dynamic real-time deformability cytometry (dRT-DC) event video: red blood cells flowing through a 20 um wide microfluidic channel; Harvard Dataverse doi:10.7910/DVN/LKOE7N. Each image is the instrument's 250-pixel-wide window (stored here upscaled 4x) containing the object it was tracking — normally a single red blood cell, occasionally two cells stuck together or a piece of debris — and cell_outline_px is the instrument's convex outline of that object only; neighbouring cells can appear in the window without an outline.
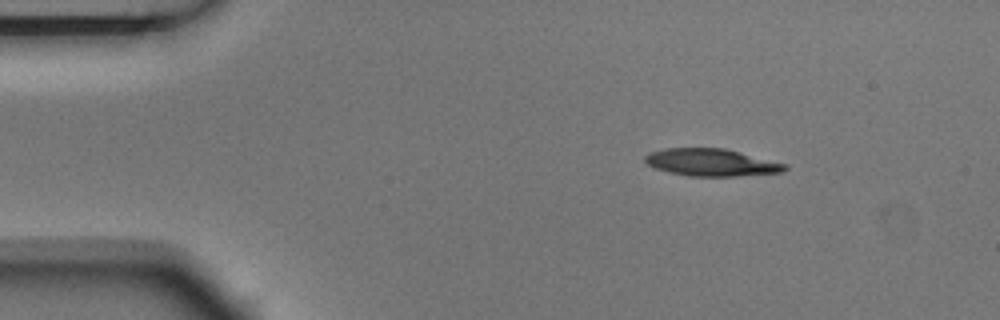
{"species": "Egyptian fruit bat (a non-hibernating species)", "species_latin": "Rousettus aegyptiacus", "temperature_condition": "room temperature", "stored_images_in_passage": 2, "camera_frame_rate_fps": 3000, "um_per_image_px": 0.085, "animal": {"sex": "male"}, "frame": {"image": 1, "passage_image": 1, "time_ms": 0.0, "image_size_px": [1000, 320], "cell_outline_px": [[788, 168], [784, 172], [736, 176], [688, 176], [668, 172], [656, 168], [648, 164], [644, 160], [644, 156], [652, 152], [668, 148], [724, 148], [788, 164]], "centroid_in_image_um": [60.51, 13.81], "position_along_channel_um": 24.5, "area_um2": 22.2}}